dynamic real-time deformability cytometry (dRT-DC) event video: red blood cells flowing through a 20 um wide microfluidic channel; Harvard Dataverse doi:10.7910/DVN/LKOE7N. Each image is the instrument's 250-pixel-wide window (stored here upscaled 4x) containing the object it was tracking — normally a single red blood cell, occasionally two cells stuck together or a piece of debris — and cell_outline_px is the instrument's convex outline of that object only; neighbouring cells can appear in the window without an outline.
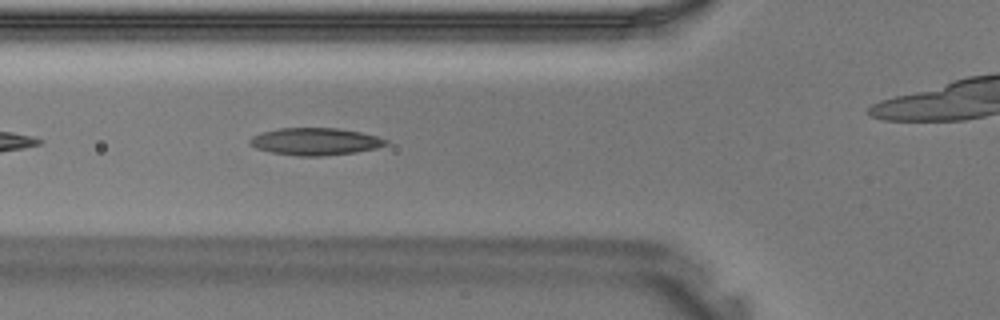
{"species": "Egyptian fruit bat (a non-hibernating species)", "species_latin": "Rousettus aegyptiacus", "temperature_condition": "warm", "stored_images_in_passage": 17, "camera_frame_rate_fps": 3000, "um_per_image_px": 0.085, "animal": {"sex": "male"}, "frame": {"image": 1, "passage_image": 7, "time_ms": 2.0, "image_size_px": [1000, 320], "cell_outline_px": [[388, 144], [376, 148], [356, 152], [320, 156], [300, 156], [272, 152], [256, 148], [248, 140], [252, 136], [260, 132], [280, 128], [340, 128], [360, 132], [376, 136], [388, 140]], "centroid_in_image_um": [26.8, 12.02], "position_along_channel_um": 99.0, "area_um2": 21.5}}
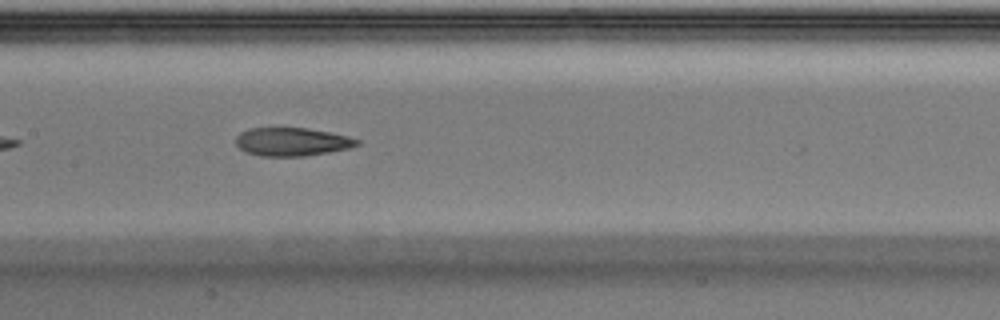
{"frame": {"image": 2, "passage_image": 12, "time_ms": 3.667, "image_size_px": [1000, 320], "cell_outline_px": [[360, 144], [348, 148], [328, 152], [304, 156], [260, 156], [244, 152], [236, 144], [236, 136], [240, 132], [248, 128], [308, 128], [348, 136], [360, 140]], "centroid_in_image_um": [24.78, 12.05], "position_along_channel_um": 182.6, "area_um2": 20.0}}
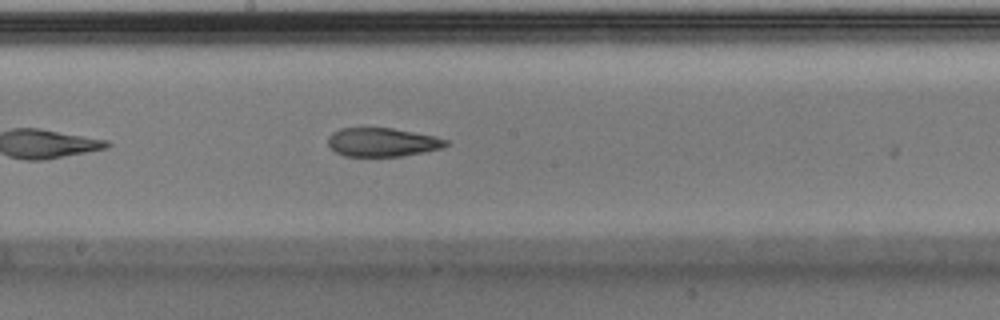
{"frame": {"image": 3, "passage_image": 14, "time_ms": 4.333, "image_size_px": [1000, 320], "cell_outline_px": [[448, 144], [440, 148], [424, 152], [400, 156], [344, 156], [336, 152], [328, 144], [328, 136], [332, 132], [340, 128], [392, 128], [432, 136], [448, 140]], "centroid_in_image_um": [32.45, 12.09], "position_along_channel_um": 215.7, "area_um2": 19.48}}